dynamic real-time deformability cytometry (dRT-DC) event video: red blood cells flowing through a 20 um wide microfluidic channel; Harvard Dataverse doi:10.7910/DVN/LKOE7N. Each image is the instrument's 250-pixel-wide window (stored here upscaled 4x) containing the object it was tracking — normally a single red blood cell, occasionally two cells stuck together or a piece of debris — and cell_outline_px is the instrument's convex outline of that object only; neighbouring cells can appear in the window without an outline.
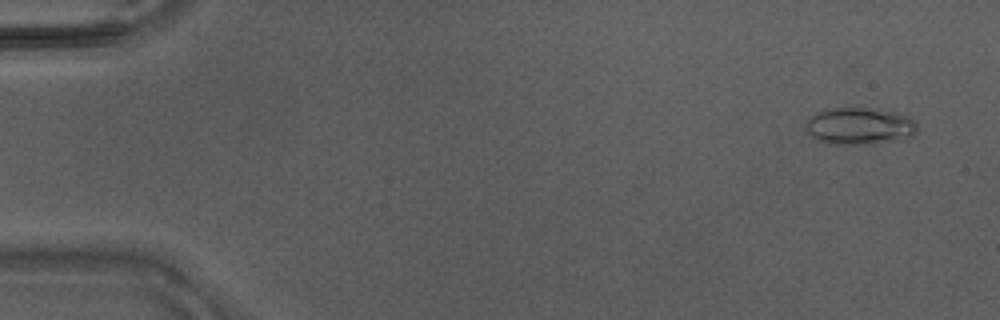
{"species": "Egyptian fruit bat (a non-hibernating species)", "species_latin": "Rousettus aegyptiacus", "temperature_condition": "warm", "stored_images_in_passage": 14, "camera_frame_rate_fps": 3000, "um_per_image_px": 0.085, "animal": {"sex": "male"}, "frame": {"image": 1, "passage_image": 3, "time_ms": 0.667, "image_size_px": [1000, 320], "cell_outline_px": [[916, 132], [908, 140], [868, 144], [824, 144], [816, 140], [804, 128], [804, 124], [808, 116], [816, 112], [832, 108], [880, 108], [896, 112], [908, 116], [916, 120]], "centroid_in_image_um": [73.07, 10.72], "position_along_channel_um": 11.9, "area_um2": 24.85}}